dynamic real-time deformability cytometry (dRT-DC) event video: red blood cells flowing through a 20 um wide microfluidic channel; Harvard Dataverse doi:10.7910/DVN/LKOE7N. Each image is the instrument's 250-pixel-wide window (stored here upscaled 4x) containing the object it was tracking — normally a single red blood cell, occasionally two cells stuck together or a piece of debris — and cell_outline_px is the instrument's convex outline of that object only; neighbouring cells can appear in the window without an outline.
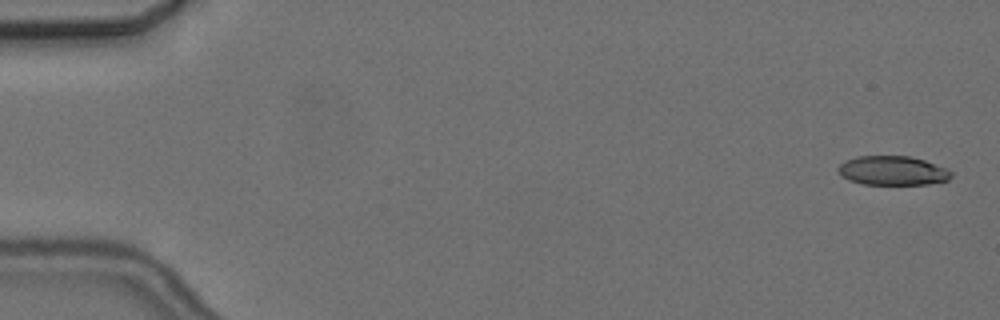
{"species": "common noctule bat (a hibernating species)", "species_latin": "Nyctalus noctula", "temperature_condition": "cold", "stored_images_in_passage": 7, "camera_frame_rate_fps": 3000, "um_per_image_px": 0.085, "animal": {"sex": "female", "body_mass_g": 24.6, "forearm_length_mm": 56.2}, "frame": {"image": 1, "passage_image": 1, "time_ms": 0.0, "image_size_px": [1000, 320], "cell_outline_px": [[952, 176], [948, 180], [928, 184], [864, 184], [848, 180], [840, 176], [836, 168], [844, 160], [856, 156], [908, 156], [924, 160], [944, 168], [952, 172]], "centroid_in_image_um": [75.81, 14.5], "position_along_channel_um": 9.2, "area_um2": 19.25}}
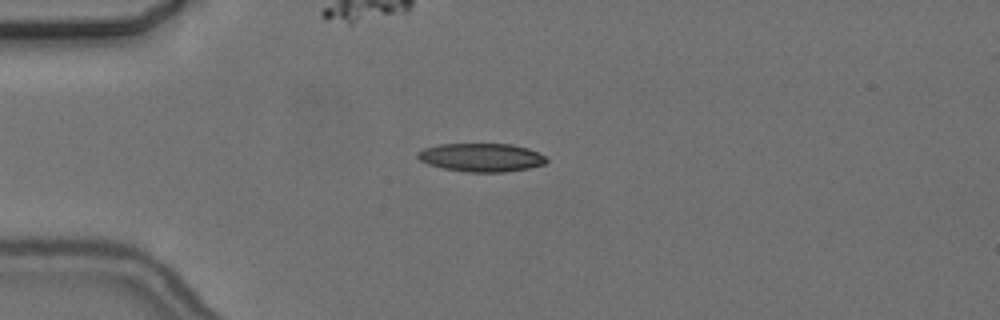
{"frame": {"image": 2, "passage_image": 4, "time_ms": 4.333, "image_size_px": [1000, 320], "cell_outline_px": [[548, 160], [544, 164], [528, 168], [504, 172], [468, 172], [444, 168], [428, 164], [420, 160], [416, 156], [416, 152], [424, 148], [440, 144], [512, 144], [528, 148], [544, 156]], "centroid_in_image_um": [40.89, 13.38], "position_along_channel_um": 44.1, "area_um2": 21.21}}